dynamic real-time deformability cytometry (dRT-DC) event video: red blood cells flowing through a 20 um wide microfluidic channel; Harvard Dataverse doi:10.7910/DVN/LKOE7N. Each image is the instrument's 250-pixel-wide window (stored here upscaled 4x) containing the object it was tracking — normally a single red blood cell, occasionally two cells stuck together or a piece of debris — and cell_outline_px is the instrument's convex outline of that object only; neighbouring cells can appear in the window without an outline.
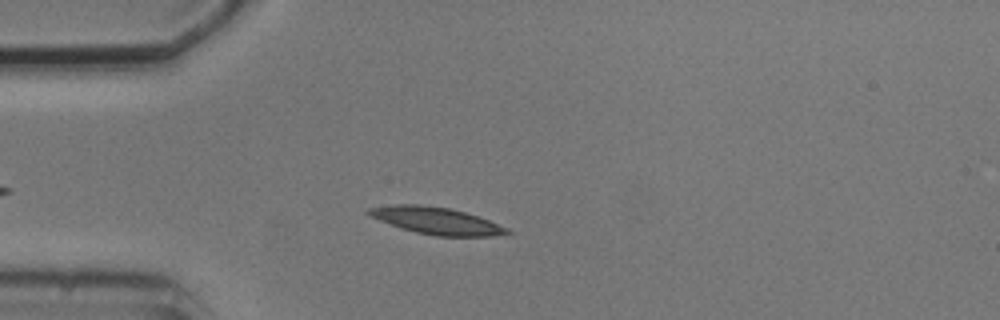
{"species": "common noctule bat (a hibernating species)", "species_latin": "Nyctalus noctula", "temperature_condition": "cold", "stored_images_in_passage": 3, "camera_frame_rate_fps": 3000, "um_per_image_px": 0.085, "animal": {"sex": "male", "body_mass_g": 20.5, "forearm_length_mm": 52.5}, "frame": {"image": 1, "passage_image": 3, "time_ms": 2.333, "image_size_px": [1000, 320], "cell_outline_px": [[512, 232], [492, 236], [436, 236], [416, 232], [380, 220], [364, 212], [368, 208], [396, 204], [420, 204], [452, 208], [488, 220], [508, 228]], "centroid_in_image_um": [37.09, 18.75], "position_along_channel_um": 47.9, "area_um2": 21.44}}